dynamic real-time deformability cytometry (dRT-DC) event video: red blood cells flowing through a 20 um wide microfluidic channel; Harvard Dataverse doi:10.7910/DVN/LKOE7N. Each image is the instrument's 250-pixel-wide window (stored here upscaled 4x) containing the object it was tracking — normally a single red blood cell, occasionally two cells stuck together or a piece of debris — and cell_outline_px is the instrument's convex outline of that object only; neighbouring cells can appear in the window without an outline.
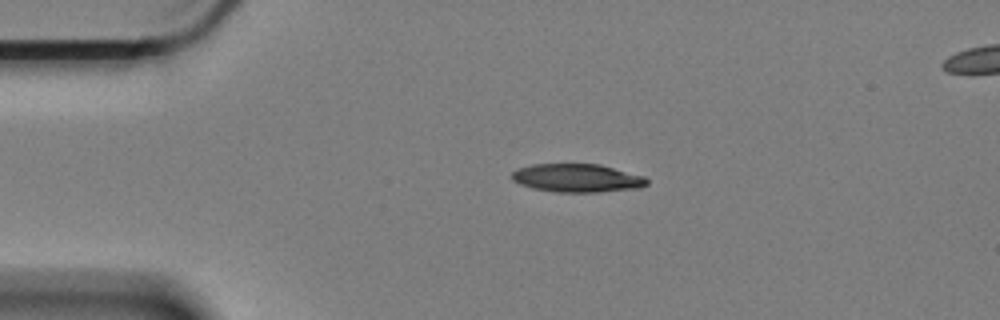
{"species": "Egyptian fruit bat (a non-hibernating species)", "species_latin": "Rousettus aegyptiacus", "temperature_condition": "cold", "stored_images_in_passage": 42, "camera_frame_rate_fps": 3000, "um_per_image_px": 0.085, "animal": {"sex": "female"}, "frame": {"image": 1, "passage_image": 1, "time_ms": 0.0, "image_size_px": [1000, 320], "cell_outline_px": [[648, 184], [640, 188], [600, 192], [556, 192], [532, 188], [520, 184], [512, 180], [512, 172], [520, 168], [532, 164], [600, 164], [644, 176], [648, 180]], "centroid_in_image_um": [49.08, 15.14], "position_along_channel_um": 35.9, "area_um2": 22.31}}
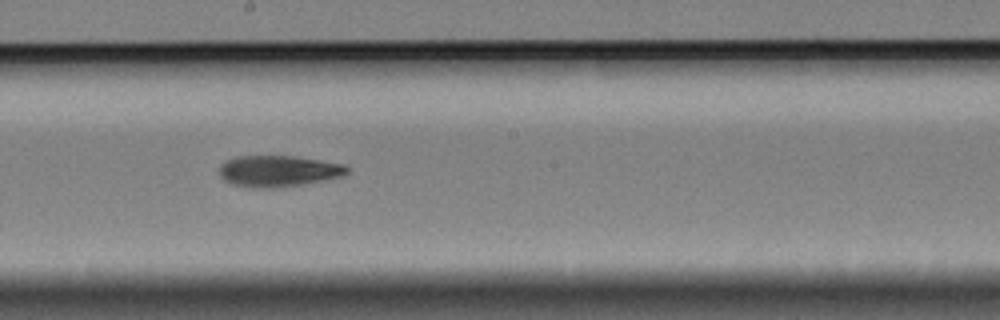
{"frame": {"image": 2, "passage_image": 21, "time_ms": 6.667, "image_size_px": [1000, 320], "cell_outline_px": [[348, 172], [344, 176], [324, 180], [300, 184], [272, 188], [264, 188], [232, 184], [224, 180], [220, 176], [220, 164], [224, 160], [236, 156], [296, 156], [344, 164], [348, 168]], "centroid_in_image_um": [23.65, 14.52], "position_along_channel_um": 224.5, "area_um2": 23.18}}
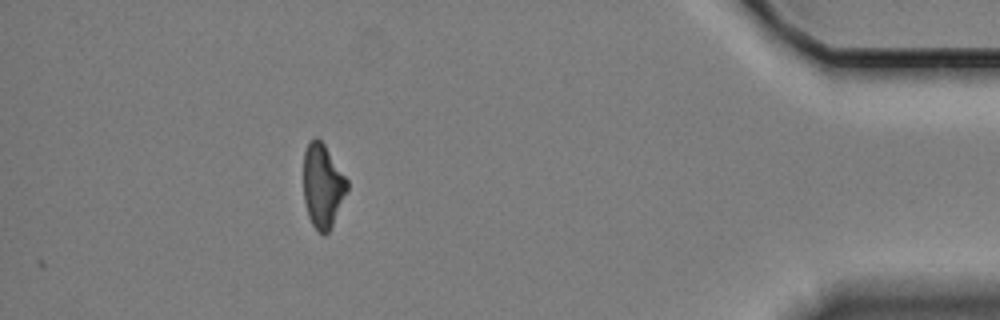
{"frame": {"image": 3, "passage_image": 42, "time_ms": 13.667, "image_size_px": [1000, 320], "cell_outline_px": [[348, 188], [332, 224], [328, 232], [324, 236], [312, 224], [308, 216], [304, 200], [304, 152], [308, 140], [316, 136], [324, 144], [348, 180]], "centroid_in_image_um": [27.41, 15.75], "position_along_channel_um": 407.8, "area_um2": 21.1}, "authors_computed_cell_mechanics": {"area_um2": 22.8021, "velocity_mm_per_s": 3.3303, "shape_relaxation_time_tau1_ms": 5.3298, "shape_relaxation_time_tau2_ms": null, "deformation_change_tau1": 0.1615, "deformation_change_tau2": null}}